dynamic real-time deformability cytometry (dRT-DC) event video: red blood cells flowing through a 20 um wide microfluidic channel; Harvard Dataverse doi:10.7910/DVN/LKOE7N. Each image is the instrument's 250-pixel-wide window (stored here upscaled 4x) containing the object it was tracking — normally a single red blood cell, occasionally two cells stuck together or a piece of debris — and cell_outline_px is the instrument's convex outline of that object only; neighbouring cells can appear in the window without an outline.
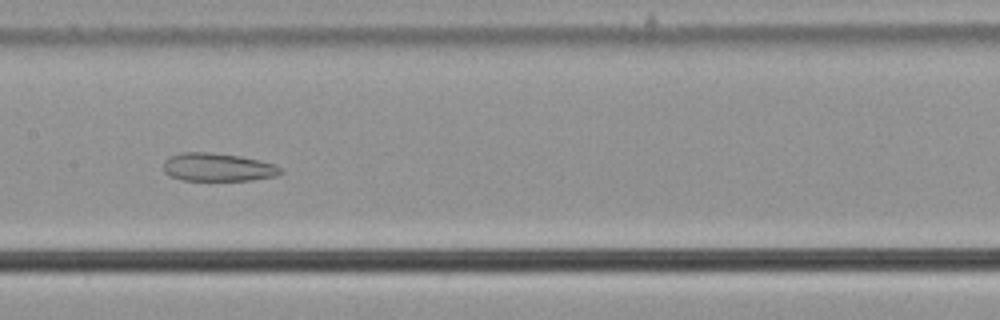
{"species": "common noctule bat (a hibernating species)", "species_latin": "Nyctalus noctula", "temperature_condition": "cold", "stored_images_in_passage": 53, "camera_frame_rate_fps": 3000, "um_per_image_px": 0.085, "animal": {"sex": "male", "body_mass_g": 21.5, "forearm_length_mm": 52.0}, "frame": {"image": 1, "passage_image": 26, "time_ms": 8.333, "image_size_px": [1000, 320], "cell_outline_px": [[284, 172], [276, 176], [252, 180], [180, 180], [168, 176], [164, 172], [164, 160], [168, 156], [180, 152], [212, 152], [240, 156], [260, 160], [276, 164], [284, 168]], "centroid_in_image_um": [18.52, 14.21], "position_along_channel_um": 188.9, "area_um2": 19.65}}
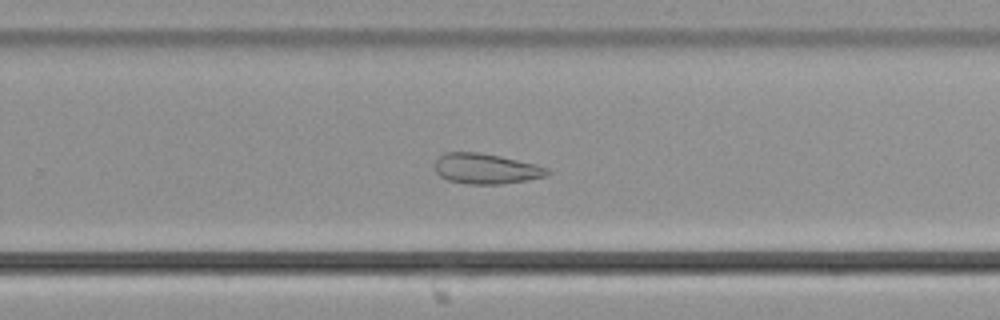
{"frame": {"image": 2, "passage_image": 34, "time_ms": 11.0, "image_size_px": [1000, 320], "cell_outline_px": [[552, 172], [548, 176], [528, 180], [500, 184], [468, 184], [448, 180], [440, 176], [436, 172], [436, 160], [444, 152], [476, 152], [500, 156], [536, 164], [548, 168]], "centroid_in_image_um": [41.35, 14.34], "position_along_channel_um": 288.5, "area_um2": 19.94}}
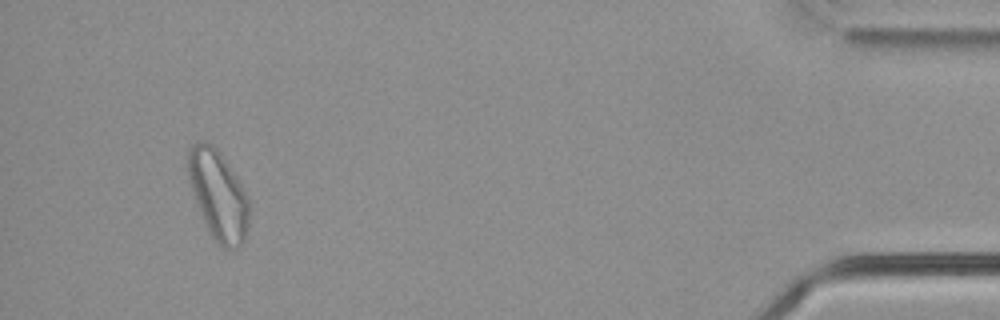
{"frame": {"image": 3, "passage_image": 50, "time_ms": 16.333, "image_size_px": [1000, 320], "cell_outline_px": [[248, 224], [244, 240], [236, 248], [224, 248], [212, 236], [208, 228], [196, 200], [192, 188], [188, 172], [188, 148], [192, 144], [204, 140], [212, 144], [220, 152], [236, 176], [248, 196]], "centroid_in_image_um": [18.56, 16.53], "position_along_channel_um": 416.6, "area_um2": 30.98}, "authors_computed_cell_mechanics": {"area_um2": 27.2238, "velocity_mm_per_s": 3.7409, "shape_relaxation_time_tau1_ms": null, "shape_relaxation_time_tau2_ms": 2.9415, "deformation_change_tau1": null, "deformation_change_tau2": 0.1001}}